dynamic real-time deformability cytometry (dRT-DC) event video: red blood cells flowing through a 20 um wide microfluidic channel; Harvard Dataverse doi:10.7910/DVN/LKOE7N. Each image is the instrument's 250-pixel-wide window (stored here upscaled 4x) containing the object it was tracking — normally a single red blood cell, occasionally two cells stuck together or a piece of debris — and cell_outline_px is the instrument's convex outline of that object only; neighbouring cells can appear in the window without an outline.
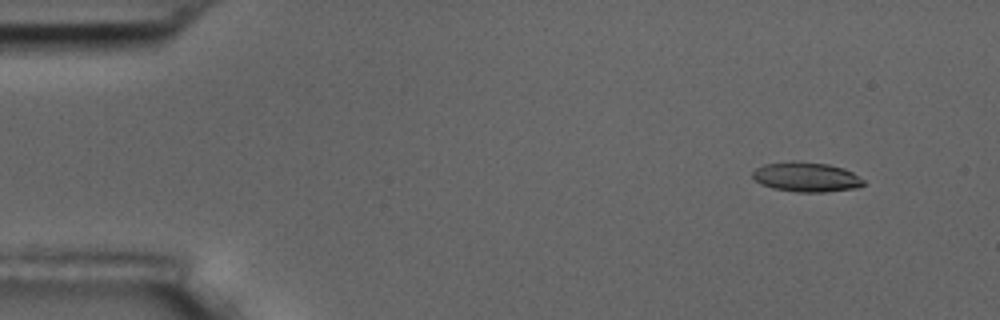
{"species": "common noctule bat (a hibernating species)", "species_latin": "Nyctalus noctula", "temperature_condition": "room temperature", "stored_images_in_passage": 5, "camera_frame_rate_fps": 3000, "um_per_image_px": 0.085, "animal": {"sex": "male", "body_mass_g": 17.5, "forearm_length_mm": 52.3}, "frame": {"image": 1, "passage_image": 2, "time_ms": 1.0, "image_size_px": [1000, 320], "cell_outline_px": [[864, 184], [856, 188], [824, 192], [796, 192], [772, 188], [760, 184], [752, 176], [752, 172], [756, 168], [764, 164], [792, 160], [828, 164], [844, 168], [852, 172], [864, 180]], "centroid_in_image_um": [68.51, 15.04], "position_along_channel_um": 16.5, "area_um2": 19.31}}